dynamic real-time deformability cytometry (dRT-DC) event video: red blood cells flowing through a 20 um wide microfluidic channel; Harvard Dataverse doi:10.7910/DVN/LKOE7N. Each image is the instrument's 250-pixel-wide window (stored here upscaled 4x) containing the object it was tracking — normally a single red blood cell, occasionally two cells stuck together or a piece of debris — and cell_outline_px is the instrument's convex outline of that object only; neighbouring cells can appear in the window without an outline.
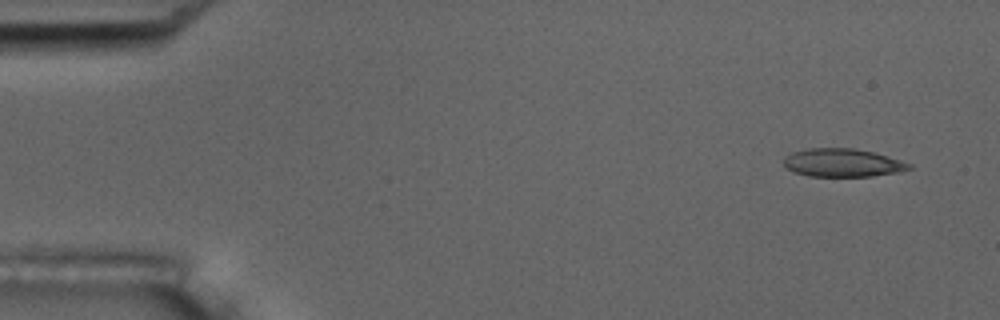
{"species": "common noctule bat (a hibernating species)", "species_latin": "Nyctalus noctula", "temperature_condition": "room temperature", "stored_images_in_passage": 56, "camera_frame_rate_fps": 3000, "um_per_image_px": 0.085, "animal": {"sex": "male", "body_mass_g": 17.5, "forearm_length_mm": 52.3}, "frame": {"image": 1, "passage_image": 4, "time_ms": 1.0, "image_size_px": [1000, 320], "cell_outline_px": [[912, 168], [896, 172], [872, 176], [808, 176], [792, 172], [784, 164], [784, 160], [792, 152], [808, 148], [856, 148], [888, 156], [912, 164]], "centroid_in_image_um": [71.62, 13.83], "position_along_channel_um": 13.4, "area_um2": 20.46}}
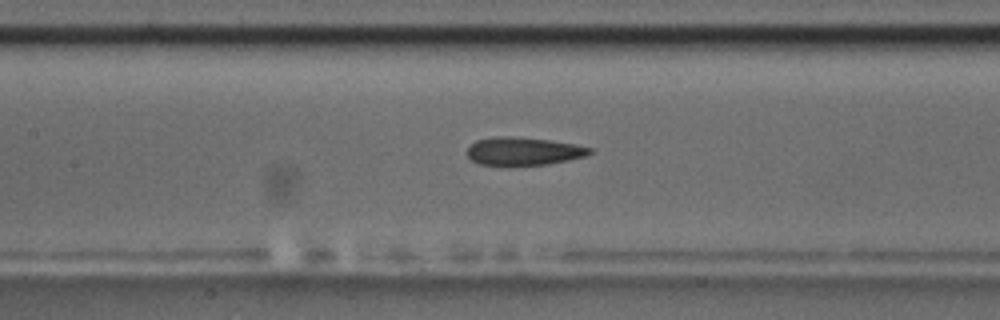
{"frame": {"image": 2, "passage_image": 26, "time_ms": 8.333, "image_size_px": [1000, 320], "cell_outline_px": [[592, 152], [584, 156], [568, 160], [548, 164], [508, 168], [480, 164], [472, 160], [468, 156], [468, 148], [476, 140], [492, 136], [508, 136], [552, 140], [592, 148]], "centroid_in_image_um": [44.44, 12.89], "position_along_channel_um": 163.0, "area_um2": 20.58}}
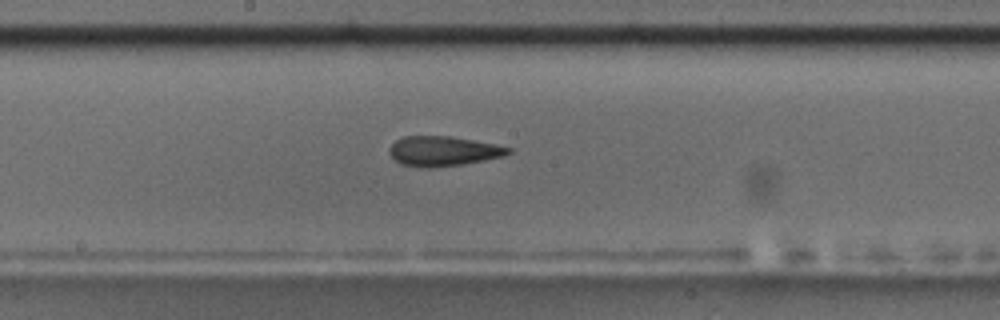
{"frame": {"image": 3, "passage_image": 30, "time_ms": 9.667, "image_size_px": [1000, 320], "cell_outline_px": [[512, 152], [504, 156], [464, 164], [428, 168], [416, 168], [400, 164], [388, 152], [388, 148], [396, 140], [404, 136], [448, 136], [472, 140], [512, 148]], "centroid_in_image_um": [37.63, 12.86], "position_along_channel_um": 210.6, "area_um2": 20.69}, "authors_computed_cell_mechanics": {"area_um2": 20.7791, "velocity_mm_per_s": 3.6034, "shape_relaxation_time_tau1_ms": 4.6715, "shape_relaxation_time_tau2_ms": 4.6074, "deformation_change_tau1": 0.1368, "deformation_change_tau2": 0.1399}}